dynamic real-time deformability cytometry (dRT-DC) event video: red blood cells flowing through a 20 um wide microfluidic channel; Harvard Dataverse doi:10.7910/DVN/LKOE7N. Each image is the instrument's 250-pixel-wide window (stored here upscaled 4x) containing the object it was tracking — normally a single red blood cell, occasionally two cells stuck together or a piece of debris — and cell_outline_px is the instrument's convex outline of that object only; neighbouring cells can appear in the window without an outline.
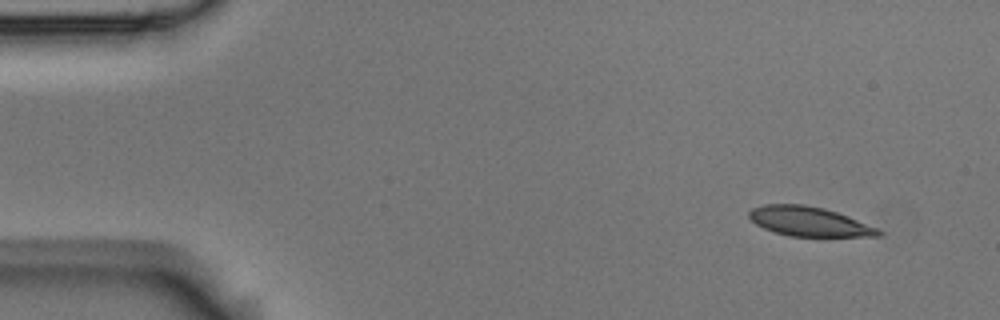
{"species": "Egyptian fruit bat (a non-hibernating species)", "species_latin": "Rousettus aegyptiacus", "temperature_condition": "room temperature", "stored_images_in_passage": 4, "camera_frame_rate_fps": 3000, "um_per_image_px": 0.085, "animal": {"sex": "male"}, "frame": {"image": 1, "passage_image": 1, "time_ms": 0.0, "image_size_px": [1000, 320], "cell_outline_px": [[884, 232], [880, 236], [788, 236], [764, 228], [756, 224], [748, 216], [748, 212], [752, 208], [764, 204], [804, 204], [824, 208], [848, 216], [876, 228]], "centroid_in_image_um": [68.74, 18.82], "position_along_channel_um": 16.3, "area_um2": 22.02}}
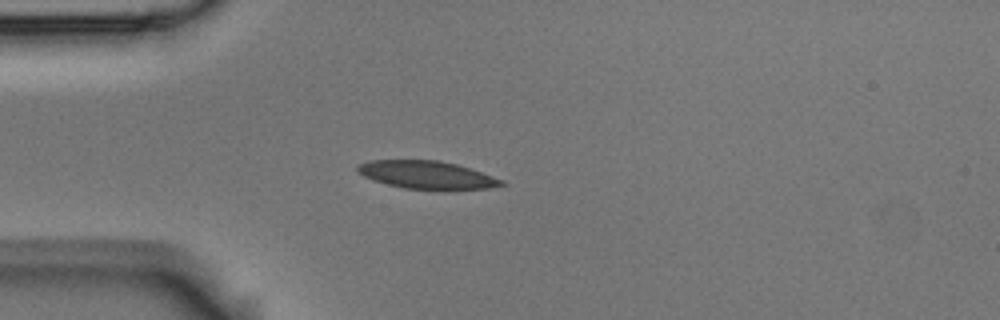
{"frame": {"image": 2, "passage_image": 4, "time_ms": 1.0, "image_size_px": [1000, 320], "cell_outline_px": [[504, 184], [488, 188], [404, 188], [372, 180], [364, 176], [356, 168], [360, 164], [368, 160], [440, 160], [456, 164], [504, 180]], "centroid_in_image_um": [36.23, 14.83], "position_along_channel_um": 48.8, "area_um2": 22.6}}